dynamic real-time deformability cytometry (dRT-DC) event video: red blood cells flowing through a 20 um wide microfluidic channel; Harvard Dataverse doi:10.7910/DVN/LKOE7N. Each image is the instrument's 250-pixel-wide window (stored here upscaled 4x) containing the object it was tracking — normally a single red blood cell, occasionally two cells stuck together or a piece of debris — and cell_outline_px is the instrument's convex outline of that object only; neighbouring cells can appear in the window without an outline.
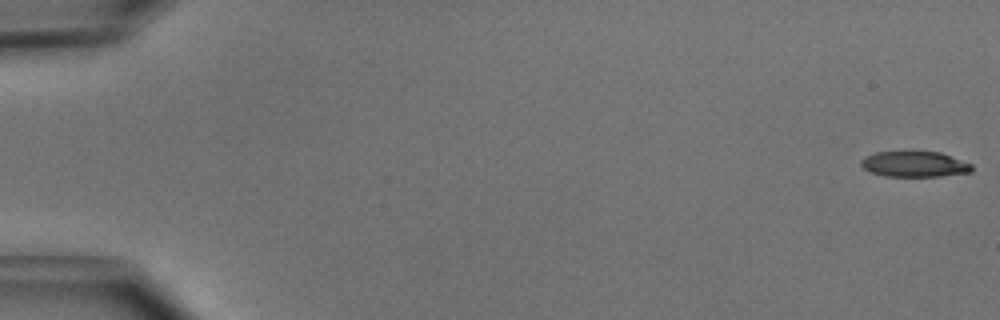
{"species": "common noctule bat (a hibernating species)", "species_latin": "Nyctalus noctula", "temperature_condition": "cold", "stored_images_in_passage": 50, "camera_frame_rate_fps": 3000, "um_per_image_px": 0.085, "animal": {"sex": "male", "body_mass_g": 15.6}, "frame": {"image": 1, "passage_image": 1, "time_ms": 0.0, "image_size_px": [1000, 320], "cell_outline_px": [[972, 172], [940, 176], [884, 176], [872, 172], [864, 168], [860, 164], [860, 160], [864, 156], [876, 152], [912, 148], [940, 152], [972, 164]], "centroid_in_image_um": [77.7, 13.89], "position_along_channel_um": 7.3, "area_um2": 17.34}}
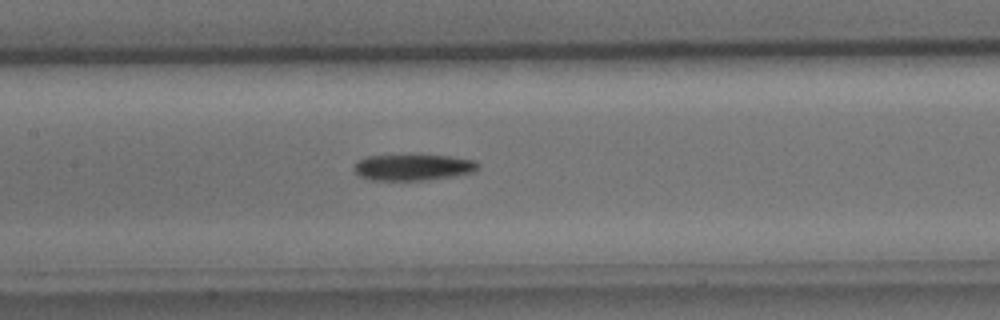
{"frame": {"image": 2, "passage_image": 25, "time_ms": 8.0, "image_size_px": [1000, 320], "cell_outline_px": [[480, 164], [472, 172], [452, 176], [428, 180], [372, 180], [360, 176], [352, 168], [356, 160], [368, 156], [448, 156], [476, 160]], "centroid_in_image_um": [35.08, 14.23], "position_along_channel_um": 172.3, "area_um2": 18.67}}
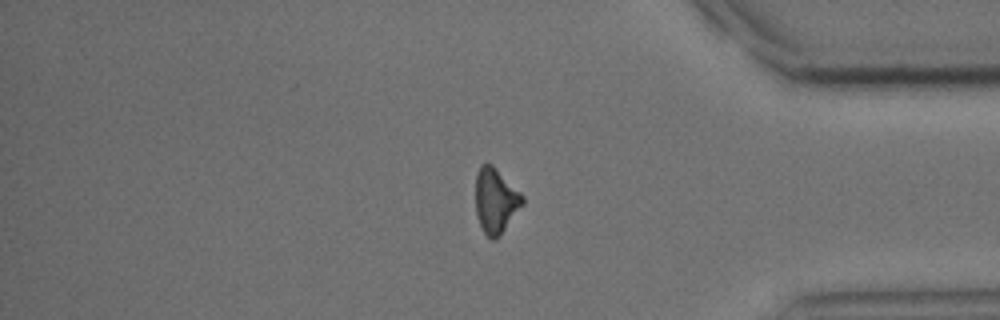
{"frame": {"image": 3, "passage_image": 43, "time_ms": 14.0, "image_size_px": [1000, 320], "cell_outline_px": [[524, 204], [496, 240], [492, 240], [484, 232], [476, 216], [476, 172], [480, 164], [492, 164], [524, 196]], "centroid_in_image_um": [42.13, 17.05], "position_along_channel_um": 393.1, "area_um2": 17.74}, "authors_computed_cell_mechanics": {"area_um2": 18.4382, "velocity_mm_per_s": 4.0045, "shape_relaxation_time_tau1_ms": 3.3678, "shape_relaxation_time_tau2_ms": null, "deformation_change_tau1": 0.1313, "deformation_change_tau2": null}}